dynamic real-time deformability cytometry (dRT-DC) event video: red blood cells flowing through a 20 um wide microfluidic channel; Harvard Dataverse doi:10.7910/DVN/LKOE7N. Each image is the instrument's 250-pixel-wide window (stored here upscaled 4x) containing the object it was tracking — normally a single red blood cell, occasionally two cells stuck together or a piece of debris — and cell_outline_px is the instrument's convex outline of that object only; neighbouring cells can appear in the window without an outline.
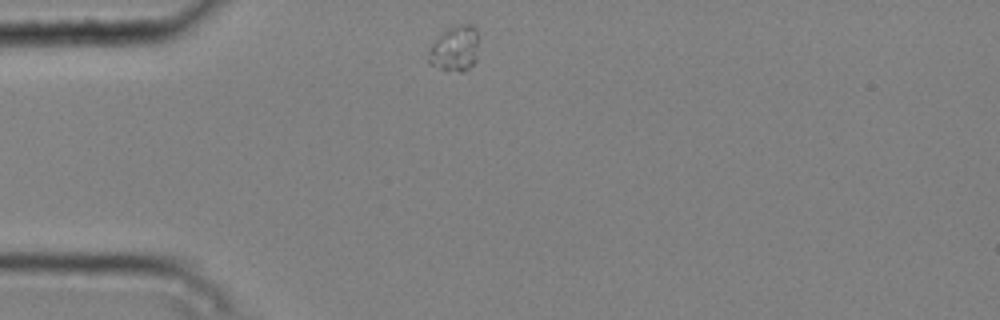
{"species": "common noctule bat (a hibernating species)", "species_latin": "Nyctalus noctula", "temperature_condition": "cold", "stored_images_in_passage": 6, "camera_frame_rate_fps": 3000, "um_per_image_px": 0.085, "animal": {"sex": "male", "body_mass_g": 20.4}, "frame": {"image": 1, "passage_image": 1, "time_ms": 0.0, "image_size_px": [1000, 320], "cell_outline_px": [[476, 60], [464, 72], [444, 72], [428, 64], [428, 52], [432, 44], [448, 28], [460, 24], [472, 24], [476, 28]], "centroid_in_image_um": [38.62, 4.19], "position_along_channel_um": 46.4, "area_um2": 13.35}}
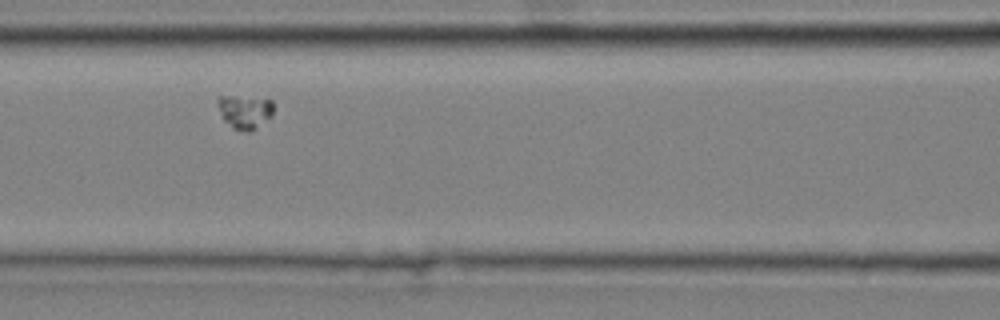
{"frame": {"image": 2, "passage_image": 4, "time_ms": 1.0, "image_size_px": [1000, 320], "cell_outline_px": [[272, 112], [252, 132], [248, 132], [232, 128], [224, 120], [216, 104], [216, 100], [220, 96], [236, 96], [272, 100]], "centroid_in_image_um": [20.74, 9.49], "position_along_channel_um": 145.9, "area_um2": 10.69}}
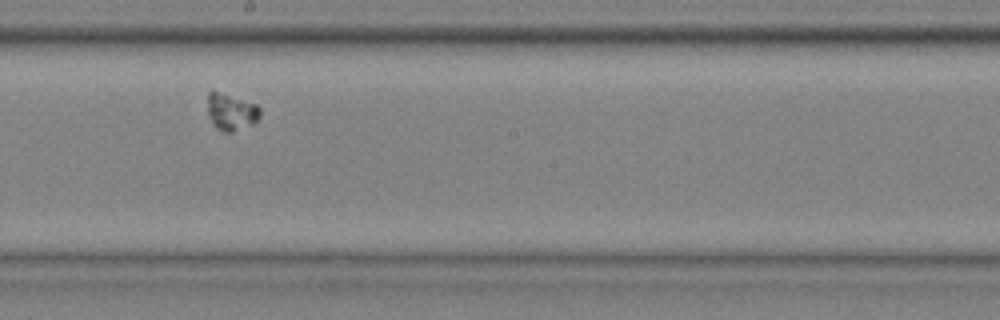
{"frame": {"image": 3, "passage_image": 6, "time_ms": 1.667, "image_size_px": [1000, 320], "cell_outline_px": [[260, 116], [252, 124], [232, 132], [224, 132], [216, 128], [212, 124], [208, 112], [208, 92], [212, 88], [256, 104], [260, 108]], "centroid_in_image_um": [19.62, 9.47], "position_along_channel_um": 228.6, "area_um2": 11.44}}